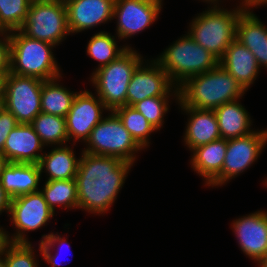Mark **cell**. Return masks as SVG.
I'll use <instances>...</instances> for the list:
<instances>
[{
  "label": "cell",
  "instance_id": "6da1fadb",
  "mask_svg": "<svg viewBox=\"0 0 267 267\" xmlns=\"http://www.w3.org/2000/svg\"><path fill=\"white\" fill-rule=\"evenodd\" d=\"M132 166L114 156L82 151L75 177L78 209L98 215L106 213L117 199Z\"/></svg>",
  "mask_w": 267,
  "mask_h": 267
},
{
  "label": "cell",
  "instance_id": "7a4b0ae2",
  "mask_svg": "<svg viewBox=\"0 0 267 267\" xmlns=\"http://www.w3.org/2000/svg\"><path fill=\"white\" fill-rule=\"evenodd\" d=\"M243 87L220 64L186 79L178 86V105L214 110L245 94Z\"/></svg>",
  "mask_w": 267,
  "mask_h": 267
},
{
  "label": "cell",
  "instance_id": "3957f363",
  "mask_svg": "<svg viewBox=\"0 0 267 267\" xmlns=\"http://www.w3.org/2000/svg\"><path fill=\"white\" fill-rule=\"evenodd\" d=\"M247 8L240 2L234 10L212 5L192 19L188 34L200 46L208 50L218 60L236 39L240 14Z\"/></svg>",
  "mask_w": 267,
  "mask_h": 267
},
{
  "label": "cell",
  "instance_id": "277c9868",
  "mask_svg": "<svg viewBox=\"0 0 267 267\" xmlns=\"http://www.w3.org/2000/svg\"><path fill=\"white\" fill-rule=\"evenodd\" d=\"M10 42L11 73L44 81L61 77L60 67L52 52L55 45L30 38L21 30L10 32Z\"/></svg>",
  "mask_w": 267,
  "mask_h": 267
},
{
  "label": "cell",
  "instance_id": "5b68a950",
  "mask_svg": "<svg viewBox=\"0 0 267 267\" xmlns=\"http://www.w3.org/2000/svg\"><path fill=\"white\" fill-rule=\"evenodd\" d=\"M155 60L177 87L186 79L205 73L219 64V60L188 33L174 41Z\"/></svg>",
  "mask_w": 267,
  "mask_h": 267
},
{
  "label": "cell",
  "instance_id": "8992f818",
  "mask_svg": "<svg viewBox=\"0 0 267 267\" xmlns=\"http://www.w3.org/2000/svg\"><path fill=\"white\" fill-rule=\"evenodd\" d=\"M143 58L134 48H128L116 60L92 72L90 81L108 111L126 105L131 76Z\"/></svg>",
  "mask_w": 267,
  "mask_h": 267
},
{
  "label": "cell",
  "instance_id": "52a82bcc",
  "mask_svg": "<svg viewBox=\"0 0 267 267\" xmlns=\"http://www.w3.org/2000/svg\"><path fill=\"white\" fill-rule=\"evenodd\" d=\"M94 127L86 140L84 152L100 155L114 156L123 161L134 164L136 153L143 150L126 130L121 119L114 111Z\"/></svg>",
  "mask_w": 267,
  "mask_h": 267
},
{
  "label": "cell",
  "instance_id": "ba28073f",
  "mask_svg": "<svg viewBox=\"0 0 267 267\" xmlns=\"http://www.w3.org/2000/svg\"><path fill=\"white\" fill-rule=\"evenodd\" d=\"M20 30L30 38L55 46L70 35L67 9L62 0H34Z\"/></svg>",
  "mask_w": 267,
  "mask_h": 267
},
{
  "label": "cell",
  "instance_id": "9c48e42d",
  "mask_svg": "<svg viewBox=\"0 0 267 267\" xmlns=\"http://www.w3.org/2000/svg\"><path fill=\"white\" fill-rule=\"evenodd\" d=\"M42 79L9 72L3 80L5 109L18 123L30 124L41 113Z\"/></svg>",
  "mask_w": 267,
  "mask_h": 267
},
{
  "label": "cell",
  "instance_id": "30bf717a",
  "mask_svg": "<svg viewBox=\"0 0 267 267\" xmlns=\"http://www.w3.org/2000/svg\"><path fill=\"white\" fill-rule=\"evenodd\" d=\"M7 214L11 216L12 226L16 228L12 236L6 232L8 242L30 243L26 231H35L47 225L55 212L48 206L41 191H37L11 199Z\"/></svg>",
  "mask_w": 267,
  "mask_h": 267
},
{
  "label": "cell",
  "instance_id": "8fae6325",
  "mask_svg": "<svg viewBox=\"0 0 267 267\" xmlns=\"http://www.w3.org/2000/svg\"><path fill=\"white\" fill-rule=\"evenodd\" d=\"M267 144V129L227 140V151L221 173L208 186H222L246 171Z\"/></svg>",
  "mask_w": 267,
  "mask_h": 267
},
{
  "label": "cell",
  "instance_id": "7c38bea8",
  "mask_svg": "<svg viewBox=\"0 0 267 267\" xmlns=\"http://www.w3.org/2000/svg\"><path fill=\"white\" fill-rule=\"evenodd\" d=\"M147 61L143 60L133 71L127 88L126 105L133 106L145 98L156 96H173L178 101V87L167 72L155 59Z\"/></svg>",
  "mask_w": 267,
  "mask_h": 267
},
{
  "label": "cell",
  "instance_id": "4fadbf2b",
  "mask_svg": "<svg viewBox=\"0 0 267 267\" xmlns=\"http://www.w3.org/2000/svg\"><path fill=\"white\" fill-rule=\"evenodd\" d=\"M163 0H115L113 19H117L118 39H127L141 33L158 18Z\"/></svg>",
  "mask_w": 267,
  "mask_h": 267
},
{
  "label": "cell",
  "instance_id": "5bb4252c",
  "mask_svg": "<svg viewBox=\"0 0 267 267\" xmlns=\"http://www.w3.org/2000/svg\"><path fill=\"white\" fill-rule=\"evenodd\" d=\"M104 110L108 111L97 95L88 90L78 92L65 117L68 142H86L91 131L103 119Z\"/></svg>",
  "mask_w": 267,
  "mask_h": 267
},
{
  "label": "cell",
  "instance_id": "9a60e30c",
  "mask_svg": "<svg viewBox=\"0 0 267 267\" xmlns=\"http://www.w3.org/2000/svg\"><path fill=\"white\" fill-rule=\"evenodd\" d=\"M231 225L240 249L259 263L267 254V212L255 211L234 220Z\"/></svg>",
  "mask_w": 267,
  "mask_h": 267
},
{
  "label": "cell",
  "instance_id": "2e32d148",
  "mask_svg": "<svg viewBox=\"0 0 267 267\" xmlns=\"http://www.w3.org/2000/svg\"><path fill=\"white\" fill-rule=\"evenodd\" d=\"M70 33H79L113 20L115 0H66Z\"/></svg>",
  "mask_w": 267,
  "mask_h": 267
},
{
  "label": "cell",
  "instance_id": "e0dca14e",
  "mask_svg": "<svg viewBox=\"0 0 267 267\" xmlns=\"http://www.w3.org/2000/svg\"><path fill=\"white\" fill-rule=\"evenodd\" d=\"M45 145L30 124L19 123L6 139L3 154L10 163L38 164ZM43 152V153H41Z\"/></svg>",
  "mask_w": 267,
  "mask_h": 267
},
{
  "label": "cell",
  "instance_id": "ac0fdd59",
  "mask_svg": "<svg viewBox=\"0 0 267 267\" xmlns=\"http://www.w3.org/2000/svg\"><path fill=\"white\" fill-rule=\"evenodd\" d=\"M180 107L189 117L184 133V143L189 150L221 138L214 110Z\"/></svg>",
  "mask_w": 267,
  "mask_h": 267
},
{
  "label": "cell",
  "instance_id": "d6986e66",
  "mask_svg": "<svg viewBox=\"0 0 267 267\" xmlns=\"http://www.w3.org/2000/svg\"><path fill=\"white\" fill-rule=\"evenodd\" d=\"M219 64L237 80L245 91L254 83L260 71L254 54L237 39L226 49Z\"/></svg>",
  "mask_w": 267,
  "mask_h": 267
},
{
  "label": "cell",
  "instance_id": "ffe728a7",
  "mask_svg": "<svg viewBox=\"0 0 267 267\" xmlns=\"http://www.w3.org/2000/svg\"><path fill=\"white\" fill-rule=\"evenodd\" d=\"M247 7L237 23L236 39L256 57L258 65L267 68V27Z\"/></svg>",
  "mask_w": 267,
  "mask_h": 267
},
{
  "label": "cell",
  "instance_id": "44dd1931",
  "mask_svg": "<svg viewBox=\"0 0 267 267\" xmlns=\"http://www.w3.org/2000/svg\"><path fill=\"white\" fill-rule=\"evenodd\" d=\"M41 172L38 164L10 163L0 176V184L11 199L40 191Z\"/></svg>",
  "mask_w": 267,
  "mask_h": 267
},
{
  "label": "cell",
  "instance_id": "7402d4cb",
  "mask_svg": "<svg viewBox=\"0 0 267 267\" xmlns=\"http://www.w3.org/2000/svg\"><path fill=\"white\" fill-rule=\"evenodd\" d=\"M227 151V140L220 138L193 149L191 167L205 179L207 186L221 173Z\"/></svg>",
  "mask_w": 267,
  "mask_h": 267
},
{
  "label": "cell",
  "instance_id": "603a6c76",
  "mask_svg": "<svg viewBox=\"0 0 267 267\" xmlns=\"http://www.w3.org/2000/svg\"><path fill=\"white\" fill-rule=\"evenodd\" d=\"M221 138L229 140L249 135L252 120L246 108L239 103V99L227 102L214 109Z\"/></svg>",
  "mask_w": 267,
  "mask_h": 267
},
{
  "label": "cell",
  "instance_id": "cb8c5ba5",
  "mask_svg": "<svg viewBox=\"0 0 267 267\" xmlns=\"http://www.w3.org/2000/svg\"><path fill=\"white\" fill-rule=\"evenodd\" d=\"M80 158H76L72 148L67 145L54 146L48 153H44L38 163L42 173L45 172L49 180L75 179L78 172ZM44 170V171H43Z\"/></svg>",
  "mask_w": 267,
  "mask_h": 267
},
{
  "label": "cell",
  "instance_id": "d4e9b609",
  "mask_svg": "<svg viewBox=\"0 0 267 267\" xmlns=\"http://www.w3.org/2000/svg\"><path fill=\"white\" fill-rule=\"evenodd\" d=\"M60 78L62 76L43 81L41 112L65 118L78 92L69 91V89L59 84Z\"/></svg>",
  "mask_w": 267,
  "mask_h": 267
},
{
  "label": "cell",
  "instance_id": "484cf974",
  "mask_svg": "<svg viewBox=\"0 0 267 267\" xmlns=\"http://www.w3.org/2000/svg\"><path fill=\"white\" fill-rule=\"evenodd\" d=\"M30 125L45 146H62L68 142L66 118L41 112Z\"/></svg>",
  "mask_w": 267,
  "mask_h": 267
},
{
  "label": "cell",
  "instance_id": "4316f807",
  "mask_svg": "<svg viewBox=\"0 0 267 267\" xmlns=\"http://www.w3.org/2000/svg\"><path fill=\"white\" fill-rule=\"evenodd\" d=\"M41 189L44 199L54 212L57 206H62L66 209L78 208L77 183L75 179L49 180L45 182Z\"/></svg>",
  "mask_w": 267,
  "mask_h": 267
},
{
  "label": "cell",
  "instance_id": "83f0119b",
  "mask_svg": "<svg viewBox=\"0 0 267 267\" xmlns=\"http://www.w3.org/2000/svg\"><path fill=\"white\" fill-rule=\"evenodd\" d=\"M115 37L106 31H100L90 38L86 53L100 63L96 70L116 60L128 48H131L128 45L119 47Z\"/></svg>",
  "mask_w": 267,
  "mask_h": 267
},
{
  "label": "cell",
  "instance_id": "f1b7e54d",
  "mask_svg": "<svg viewBox=\"0 0 267 267\" xmlns=\"http://www.w3.org/2000/svg\"><path fill=\"white\" fill-rule=\"evenodd\" d=\"M121 119L126 130L135 142L144 149L149 146L150 134L157 131L147 119L132 106H121L114 110Z\"/></svg>",
  "mask_w": 267,
  "mask_h": 267
},
{
  "label": "cell",
  "instance_id": "f546056e",
  "mask_svg": "<svg viewBox=\"0 0 267 267\" xmlns=\"http://www.w3.org/2000/svg\"><path fill=\"white\" fill-rule=\"evenodd\" d=\"M32 0H0V31L20 30Z\"/></svg>",
  "mask_w": 267,
  "mask_h": 267
},
{
  "label": "cell",
  "instance_id": "4dcf8cb0",
  "mask_svg": "<svg viewBox=\"0 0 267 267\" xmlns=\"http://www.w3.org/2000/svg\"><path fill=\"white\" fill-rule=\"evenodd\" d=\"M171 96H156L145 98L135 103L132 107L139 111L147 121L157 130L164 124V116L169 110Z\"/></svg>",
  "mask_w": 267,
  "mask_h": 267
},
{
  "label": "cell",
  "instance_id": "1f68e13d",
  "mask_svg": "<svg viewBox=\"0 0 267 267\" xmlns=\"http://www.w3.org/2000/svg\"><path fill=\"white\" fill-rule=\"evenodd\" d=\"M31 243L8 242L4 248L6 267H39Z\"/></svg>",
  "mask_w": 267,
  "mask_h": 267
},
{
  "label": "cell",
  "instance_id": "d6a6232c",
  "mask_svg": "<svg viewBox=\"0 0 267 267\" xmlns=\"http://www.w3.org/2000/svg\"><path fill=\"white\" fill-rule=\"evenodd\" d=\"M65 244H67V248L70 246V244L66 241V239L60 236V234L58 233L54 234L51 232L50 234L42 235V239L40 240V243H39V251H40L41 257H43L45 262L52 265V267L60 266L61 263L58 262V256L60 253L59 251H57L55 255H52L53 249L55 248L56 245H58L60 246V250H61V248Z\"/></svg>",
  "mask_w": 267,
  "mask_h": 267
},
{
  "label": "cell",
  "instance_id": "836d02e7",
  "mask_svg": "<svg viewBox=\"0 0 267 267\" xmlns=\"http://www.w3.org/2000/svg\"><path fill=\"white\" fill-rule=\"evenodd\" d=\"M0 37V75L5 77L10 72V32L0 31Z\"/></svg>",
  "mask_w": 267,
  "mask_h": 267
},
{
  "label": "cell",
  "instance_id": "e575fe53",
  "mask_svg": "<svg viewBox=\"0 0 267 267\" xmlns=\"http://www.w3.org/2000/svg\"><path fill=\"white\" fill-rule=\"evenodd\" d=\"M18 124L16 118L6 109L0 114V152L3 153L7 137Z\"/></svg>",
  "mask_w": 267,
  "mask_h": 267
},
{
  "label": "cell",
  "instance_id": "d590c367",
  "mask_svg": "<svg viewBox=\"0 0 267 267\" xmlns=\"http://www.w3.org/2000/svg\"><path fill=\"white\" fill-rule=\"evenodd\" d=\"M10 203H11V198L10 196L4 191V188L0 184V214L2 212L9 213L10 209Z\"/></svg>",
  "mask_w": 267,
  "mask_h": 267
},
{
  "label": "cell",
  "instance_id": "8d00e7d4",
  "mask_svg": "<svg viewBox=\"0 0 267 267\" xmlns=\"http://www.w3.org/2000/svg\"><path fill=\"white\" fill-rule=\"evenodd\" d=\"M242 4L250 8H257V6L267 5V0H241Z\"/></svg>",
  "mask_w": 267,
  "mask_h": 267
},
{
  "label": "cell",
  "instance_id": "74e56055",
  "mask_svg": "<svg viewBox=\"0 0 267 267\" xmlns=\"http://www.w3.org/2000/svg\"><path fill=\"white\" fill-rule=\"evenodd\" d=\"M7 243L8 239L6 236V230L0 227V253L3 252Z\"/></svg>",
  "mask_w": 267,
  "mask_h": 267
},
{
  "label": "cell",
  "instance_id": "f35d334b",
  "mask_svg": "<svg viewBox=\"0 0 267 267\" xmlns=\"http://www.w3.org/2000/svg\"><path fill=\"white\" fill-rule=\"evenodd\" d=\"M9 164V161L7 159V157L0 152V176L2 174V171L4 170V168Z\"/></svg>",
  "mask_w": 267,
  "mask_h": 267
},
{
  "label": "cell",
  "instance_id": "ab89813d",
  "mask_svg": "<svg viewBox=\"0 0 267 267\" xmlns=\"http://www.w3.org/2000/svg\"><path fill=\"white\" fill-rule=\"evenodd\" d=\"M5 110V98L4 95L2 94L0 96V114Z\"/></svg>",
  "mask_w": 267,
  "mask_h": 267
},
{
  "label": "cell",
  "instance_id": "60d3db41",
  "mask_svg": "<svg viewBox=\"0 0 267 267\" xmlns=\"http://www.w3.org/2000/svg\"><path fill=\"white\" fill-rule=\"evenodd\" d=\"M0 267H6L5 257H4V250L0 253Z\"/></svg>",
  "mask_w": 267,
  "mask_h": 267
},
{
  "label": "cell",
  "instance_id": "b9f144b4",
  "mask_svg": "<svg viewBox=\"0 0 267 267\" xmlns=\"http://www.w3.org/2000/svg\"><path fill=\"white\" fill-rule=\"evenodd\" d=\"M259 267H267V254L265 257L258 263Z\"/></svg>",
  "mask_w": 267,
  "mask_h": 267
},
{
  "label": "cell",
  "instance_id": "7bdbcfd3",
  "mask_svg": "<svg viewBox=\"0 0 267 267\" xmlns=\"http://www.w3.org/2000/svg\"><path fill=\"white\" fill-rule=\"evenodd\" d=\"M203 1L209 4L211 3L210 6L219 4V1L221 2V0H203Z\"/></svg>",
  "mask_w": 267,
  "mask_h": 267
},
{
  "label": "cell",
  "instance_id": "ee69618b",
  "mask_svg": "<svg viewBox=\"0 0 267 267\" xmlns=\"http://www.w3.org/2000/svg\"><path fill=\"white\" fill-rule=\"evenodd\" d=\"M3 80L4 77L0 75V96L3 94Z\"/></svg>",
  "mask_w": 267,
  "mask_h": 267
},
{
  "label": "cell",
  "instance_id": "f6af8a7d",
  "mask_svg": "<svg viewBox=\"0 0 267 267\" xmlns=\"http://www.w3.org/2000/svg\"><path fill=\"white\" fill-rule=\"evenodd\" d=\"M264 182H265V186H267V178L265 179V181H264Z\"/></svg>",
  "mask_w": 267,
  "mask_h": 267
}]
</instances>
